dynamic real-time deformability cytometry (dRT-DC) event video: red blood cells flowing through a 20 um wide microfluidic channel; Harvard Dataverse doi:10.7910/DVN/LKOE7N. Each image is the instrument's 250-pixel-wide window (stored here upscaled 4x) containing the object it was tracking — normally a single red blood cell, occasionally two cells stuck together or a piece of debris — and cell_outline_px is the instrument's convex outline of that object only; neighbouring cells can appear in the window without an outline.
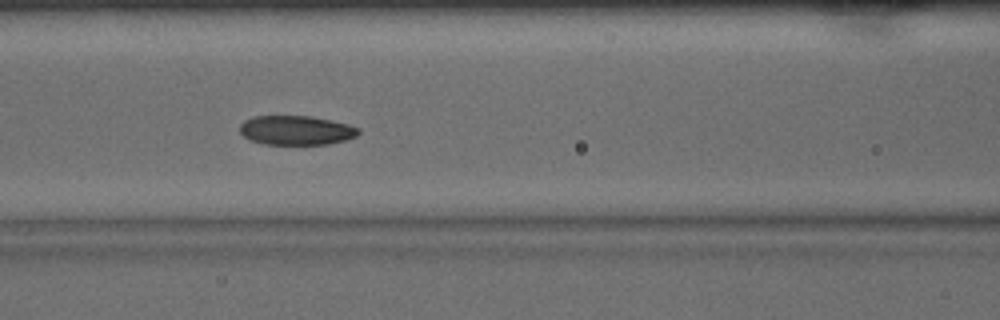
{"species": "common noctule bat (a hibernating species)", "species_latin": "Nyctalus noctula", "temperature_condition": "warm", "stored_images_in_passage": 52, "camera_frame_rate_fps": 3000, "um_per_image_px": 0.085, "animal": {"sex": "male", "body_mass_g": 15.6}, "frame": {"image": 1, "passage_image": 21, "time_ms": 6.667, "image_size_px": [1000, 320], "cell_outline_px": [[360, 132], [356, 136], [344, 140], [328, 144], [264, 144], [252, 140], [244, 136], [240, 132], [240, 124], [244, 120], [252, 116], [312, 116], [332, 120], [348, 124], [360, 128]], "centroid_in_image_um": [25.18, 11.06], "position_along_channel_um": 141.4, "area_um2": 20.29}}
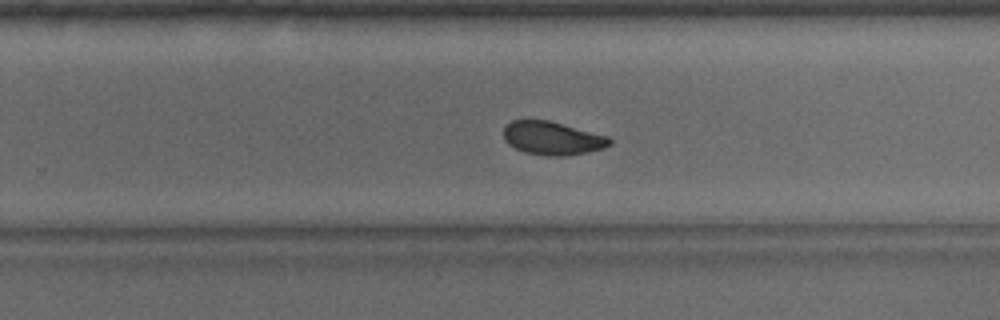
{"frame": {"image": 2, "passage_image": 32, "time_ms": 10.333, "image_size_px": [1000, 320], "cell_outline_px": [[612, 144], [604, 148], [588, 152], [564, 156], [548, 156], [524, 152], [508, 144], [504, 140], [504, 124], [512, 120], [528, 116], [548, 120], [608, 136], [612, 140]], "centroid_in_image_um": [46.89, 11.71], "position_along_channel_um": 282.9, "area_um2": 21.21}}
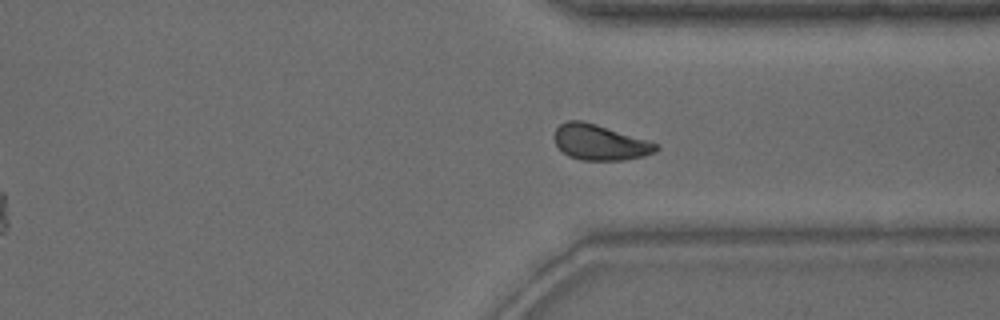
{"frame": {"image": 3, "passage_image": 38, "time_ms": 12.333, "image_size_px": [1000, 320], "cell_outline_px": [[660, 148], [656, 152], [644, 156], [624, 160], [580, 160], [568, 156], [556, 144], [552, 136], [556, 128], [560, 124], [568, 120], [580, 120], [596, 124], [660, 144]], "centroid_in_image_um": [50.99, 12.1], "position_along_channel_um": 360.4, "area_um2": 21.15}, "authors_computed_cell_mechanics": {"area_um2": 21.0392, "velocity_mm_per_s": 3.8679, "shape_relaxation_time_tau1_ms": 3.2807, "shape_relaxation_time_tau2_ms": 2.9815, "deformation_change_tau1": 0.1105, "deformation_change_tau2": 0.0633}}